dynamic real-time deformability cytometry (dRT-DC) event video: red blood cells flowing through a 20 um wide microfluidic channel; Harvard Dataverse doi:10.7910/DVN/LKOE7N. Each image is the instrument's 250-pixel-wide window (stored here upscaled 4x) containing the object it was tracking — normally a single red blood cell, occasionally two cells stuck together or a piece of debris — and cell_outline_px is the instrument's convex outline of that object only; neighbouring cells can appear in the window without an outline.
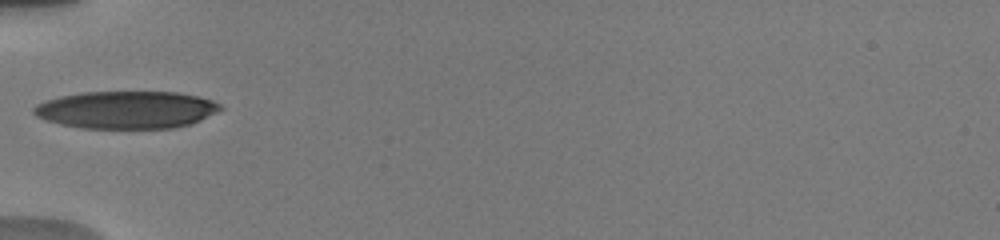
{"species": "human", "species_latin": "Homo sapiens", "temperature_condition": "warm", "stored_images_in_passage": 5, "camera_frame_rate_fps": 3000, "um_per_image_px": 0.085, "donor": {"sex": "male"}, "frame": {"image": 1, "passage_image": 2, "time_ms": 1.0, "image_size_px": [1000, 240], "cell_outline_px": [[224, 108], [200, 120], [176, 128], [80, 128], [60, 124], [44, 120], [36, 116], [32, 112], [32, 108], [36, 104], [60, 96], [80, 92], [176, 92], [196, 96], [212, 100], [220, 104]], "centroid_in_image_um": [10.71, 9.33], "position_along_channel_um": 74.3, "area_um2": 40.81}}
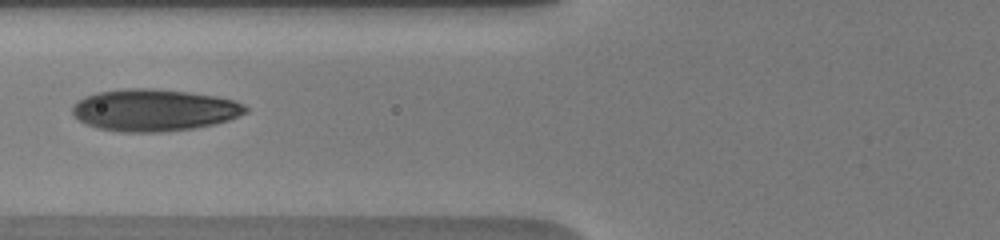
{"frame": {"image": 2, "passage_image": 3, "time_ms": 2.0, "image_size_px": [1000, 240], "cell_outline_px": [[248, 112], [228, 120], [212, 124], [192, 128], [160, 132], [120, 132], [96, 128], [84, 124], [72, 112], [72, 104], [84, 96], [96, 92], [124, 88], [148, 88], [188, 92], [216, 96], [232, 100], [244, 104], [248, 108]], "centroid_in_image_um": [13.05, 9.35], "position_along_channel_um": 112.7, "area_um2": 42.43}}
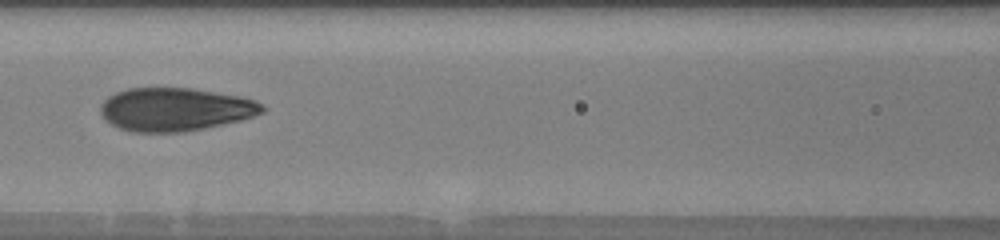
{"frame": {"image": 3, "passage_image": 4, "time_ms": 3.0, "image_size_px": [1000, 240], "cell_outline_px": [[268, 108], [264, 112], [240, 120], [204, 128], [184, 132], [132, 132], [120, 128], [104, 120], [100, 112], [100, 104], [108, 96], [116, 92], [128, 88], [192, 88], [240, 96], [256, 100], [264, 104]], "centroid_in_image_um": [14.9, 9.29], "position_along_channel_um": 151.7, "area_um2": 40.98}}